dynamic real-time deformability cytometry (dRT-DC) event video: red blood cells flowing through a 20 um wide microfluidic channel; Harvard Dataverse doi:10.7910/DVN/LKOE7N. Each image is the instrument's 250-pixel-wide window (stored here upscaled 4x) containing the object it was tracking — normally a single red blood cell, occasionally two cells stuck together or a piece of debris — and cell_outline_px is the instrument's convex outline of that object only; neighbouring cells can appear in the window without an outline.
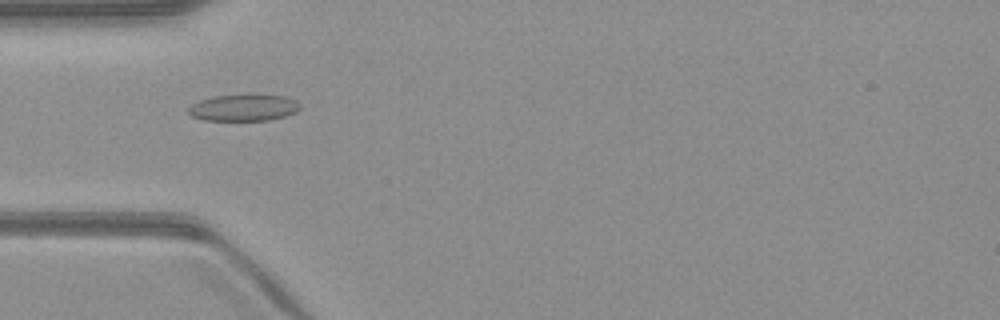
{"species": "common noctule bat (a hibernating species)", "species_latin": "Nyctalus noctula", "temperature_condition": "warm", "stored_images_in_passage": 51, "camera_frame_rate_fps": 3000, "um_per_image_px": 0.085, "animal": {"sex": "male", "body_mass_g": 23.1, "forearm_length_mm": 52.7}, "frame": {"image": 1, "passage_image": 16, "time_ms": 5.0, "image_size_px": [1000, 320], "cell_outline_px": [[300, 108], [296, 112], [284, 116], [268, 120], [204, 120], [192, 116], [188, 112], [188, 108], [192, 104], [200, 100], [216, 96], [248, 92], [252, 92], [284, 96], [296, 100], [300, 104]], "centroid_in_image_um": [20.74, 9.11], "position_along_channel_um": 64.3, "area_um2": 17.86}}
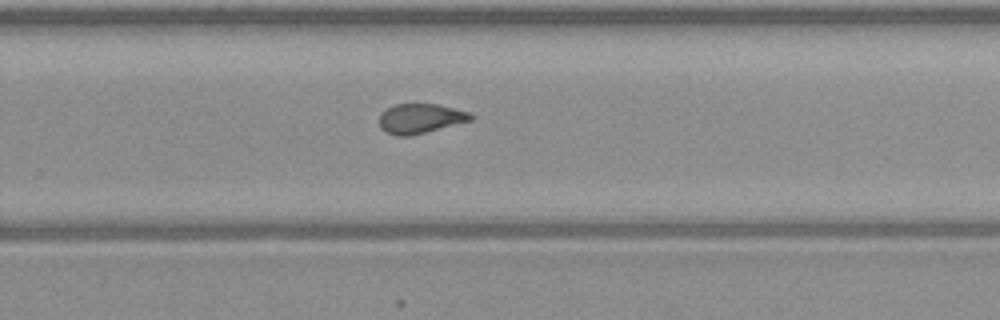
{"frame": {"image": 2, "passage_image": 33, "time_ms": 10.667, "image_size_px": [1000, 320], "cell_outline_px": [[476, 116], [472, 120], [412, 136], [396, 136], [384, 132], [380, 128], [380, 116], [388, 108], [396, 104], [440, 104], [468, 112]], "centroid_in_image_um": [35.75, 10.09], "position_along_channel_um": 294.0, "area_um2": 15.9}}
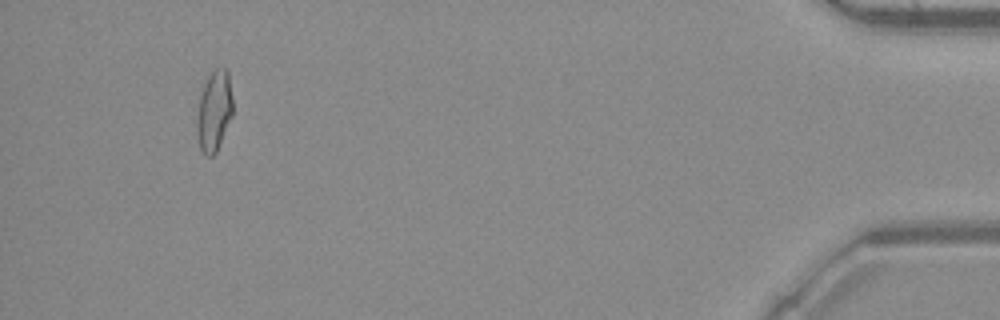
{"frame": {"image": 3, "passage_image": 48, "time_ms": 15.667, "image_size_px": [1000, 320], "cell_outline_px": [[232, 116], [216, 152], [212, 156], [204, 156], [200, 148], [196, 128], [196, 120], [200, 96], [204, 84], [208, 76], [216, 68], [224, 68], [228, 72], [232, 96]], "centroid_in_image_um": [18.19, 9.45], "position_along_channel_um": 417.0, "area_um2": 16.76}, "authors_computed_cell_mechanics": {"area_um2": 16.5308, "velocity_mm_per_s": 4.0494, "shape_relaxation_time_tau1_ms": 4.6779, "shape_relaxation_time_tau2_ms": 1.9745, "deformation_change_tau1": 0.1352, "deformation_change_tau2": 0.0796}}